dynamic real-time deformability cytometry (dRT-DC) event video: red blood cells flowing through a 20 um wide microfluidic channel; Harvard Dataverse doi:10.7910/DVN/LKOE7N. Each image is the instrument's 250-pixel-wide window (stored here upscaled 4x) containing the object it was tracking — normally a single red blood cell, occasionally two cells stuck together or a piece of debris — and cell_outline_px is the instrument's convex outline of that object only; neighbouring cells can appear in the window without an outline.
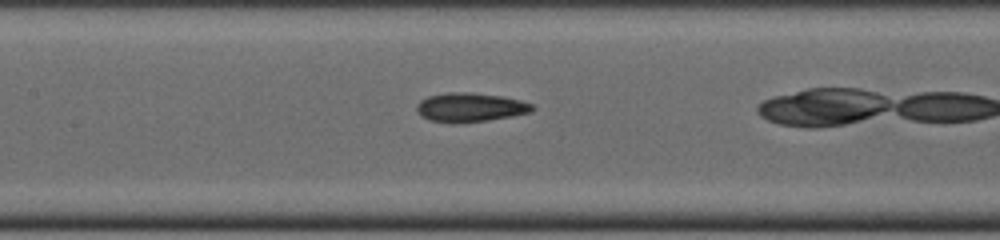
{"species": "common noctule bat (a hibernating species)", "species_latin": "Nyctalus noctula", "temperature_condition": "cold", "stored_images_in_passage": 18, "camera_frame_rate_fps": 3000, "um_per_image_px": 0.085, "animal": {"sex": "male", "body_mass_g": 19.0, "forearm_length_mm": 50.8}, "frame": {"image": 1, "passage_image": 6, "time_ms": 1.667, "image_size_px": [1000, 240], "cell_outline_px": [[536, 108], [532, 112], [484, 120], [452, 124], [428, 120], [420, 116], [416, 108], [416, 104], [420, 100], [428, 96], [448, 92], [472, 92], [500, 96], [520, 100], [532, 104]], "centroid_in_image_um": [39.91, 9.12], "position_along_channel_um": 167.5, "area_um2": 19.59}}
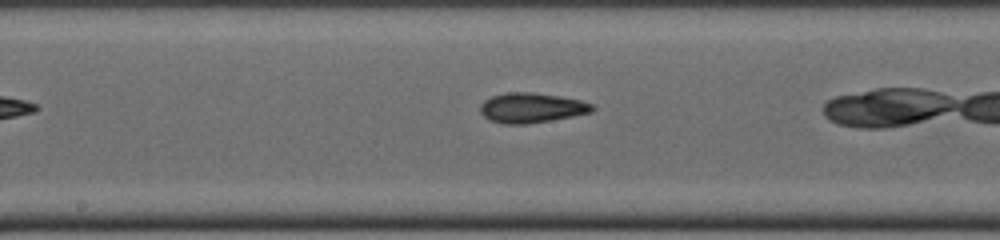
{"frame": {"image": 2, "passage_image": 8, "time_ms": 2.333, "image_size_px": [1000, 240], "cell_outline_px": [[596, 108], [592, 112], [572, 116], [528, 124], [504, 124], [492, 120], [484, 116], [480, 112], [480, 104], [484, 100], [492, 96], [508, 92], [528, 92], [560, 96], [580, 100], [592, 104]], "centroid_in_image_um": [45.18, 9.16], "position_along_channel_um": 203.0, "area_um2": 19.42}}